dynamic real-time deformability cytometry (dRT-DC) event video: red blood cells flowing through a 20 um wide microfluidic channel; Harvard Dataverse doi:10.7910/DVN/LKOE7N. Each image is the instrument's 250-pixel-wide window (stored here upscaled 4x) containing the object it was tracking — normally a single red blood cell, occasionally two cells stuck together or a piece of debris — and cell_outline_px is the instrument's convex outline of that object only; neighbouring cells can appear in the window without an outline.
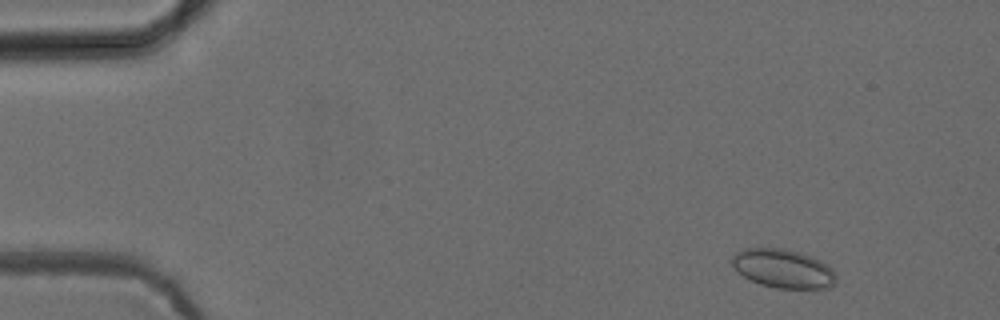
{"species": "common noctule bat (a hibernating species)", "species_latin": "Nyctalus noctula", "temperature_condition": "cold", "stored_images_in_passage": 50, "camera_frame_rate_fps": 3000, "um_per_image_px": 0.085, "animal": {"sex": "female", "body_mass_g": 24.6, "forearm_length_mm": 56.2}, "frame": {"image": 1, "passage_image": 3, "time_ms": 0.667, "image_size_px": [1000, 320], "cell_outline_px": [[836, 284], [828, 288], [776, 288], [760, 284], [744, 276], [732, 264], [732, 256], [736, 252], [744, 248], [784, 248], [800, 252], [812, 256], [828, 264], [836, 272]], "centroid_in_image_um": [66.62, 22.82], "position_along_channel_um": 18.4, "area_um2": 23.64}}
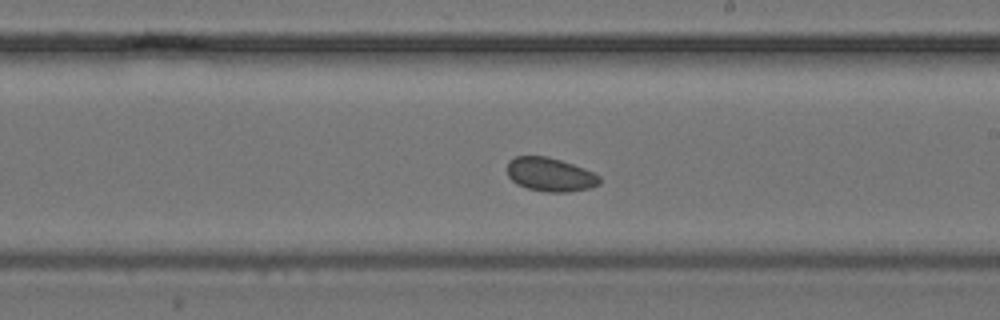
{"frame": {"image": 2, "passage_image": 28, "time_ms": 9.0, "image_size_px": [1000, 320], "cell_outline_px": [[600, 184], [588, 188], [568, 192], [544, 192], [528, 188], [516, 184], [508, 176], [508, 160], [516, 156], [548, 156], [584, 168], [600, 176]], "centroid_in_image_um": [46.75, 14.84], "position_along_channel_um": 242.2, "area_um2": 18.15}}
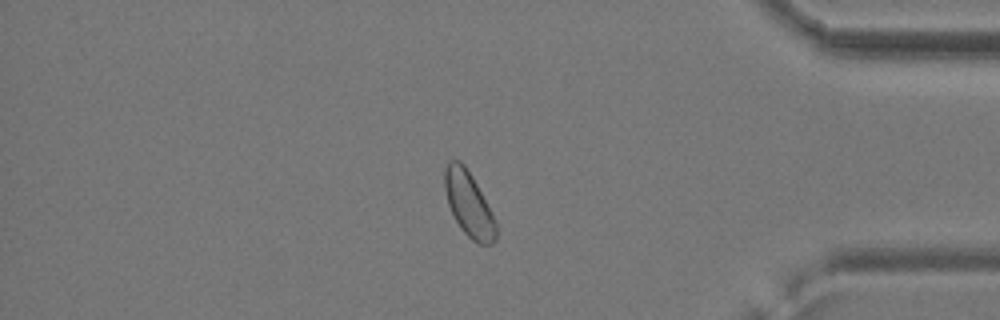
{"frame": {"image": 3, "passage_image": 42, "time_ms": 13.667, "image_size_px": [1000, 320], "cell_outline_px": [[496, 240], [492, 244], [480, 244], [472, 240], [460, 228], [448, 204], [444, 188], [444, 168], [448, 160], [460, 160], [464, 164], [472, 176], [496, 220]], "centroid_in_image_um": [39.83, 17.33], "position_along_channel_um": 395.4, "area_um2": 19.36}, "authors_computed_cell_mechanics": {"area_um2": 19.0162, "velocity_mm_per_s": 3.9053, "shape_relaxation_time_tau1_ms": 0.3859, "shape_relaxation_time_tau2_ms": null, "deformation_change_tau1": 0.012, "deformation_change_tau2": null}}